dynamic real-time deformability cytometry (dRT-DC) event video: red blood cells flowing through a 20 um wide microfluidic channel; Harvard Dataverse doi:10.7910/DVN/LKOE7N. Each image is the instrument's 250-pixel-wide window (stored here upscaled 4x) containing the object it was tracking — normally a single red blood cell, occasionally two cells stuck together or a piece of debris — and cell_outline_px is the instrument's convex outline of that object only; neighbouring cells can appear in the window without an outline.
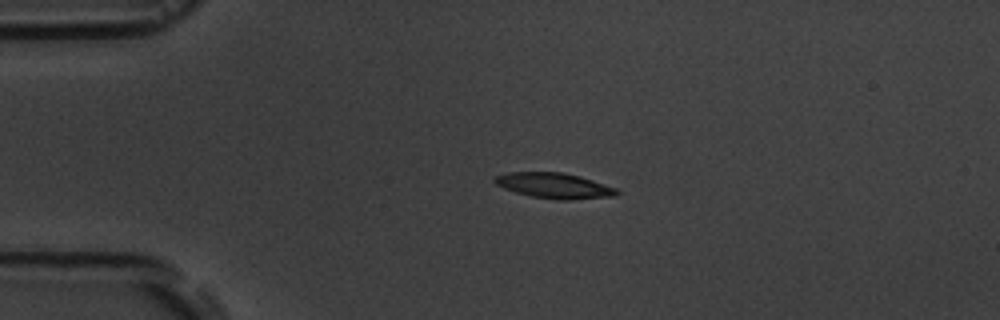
{"species": "common noctule bat (a hibernating species)", "species_latin": "Nyctalus noctula", "temperature_condition": "room temperature", "stored_images_in_passage": 5, "segment_of_instrument_passage": [1, 2], "camera_frame_rate_fps": 3000, "um_per_image_px": 0.085, "animal": {"sex": "male", "body_mass_g": 19.5, "forearm_length_mm": 54.6}, "frame": {"image": 1, "passage_image": 3, "time_ms": 2.333, "image_size_px": [1000, 320], "cell_outline_px": [[620, 192], [616, 196], [572, 200], [556, 200], [532, 196], [516, 192], [504, 188], [496, 184], [492, 180], [496, 176], [508, 172], [564, 172], [580, 176], [616, 188]], "centroid_in_image_um": [47.13, 15.78], "position_along_channel_um": 37.9, "area_um2": 18.15}}